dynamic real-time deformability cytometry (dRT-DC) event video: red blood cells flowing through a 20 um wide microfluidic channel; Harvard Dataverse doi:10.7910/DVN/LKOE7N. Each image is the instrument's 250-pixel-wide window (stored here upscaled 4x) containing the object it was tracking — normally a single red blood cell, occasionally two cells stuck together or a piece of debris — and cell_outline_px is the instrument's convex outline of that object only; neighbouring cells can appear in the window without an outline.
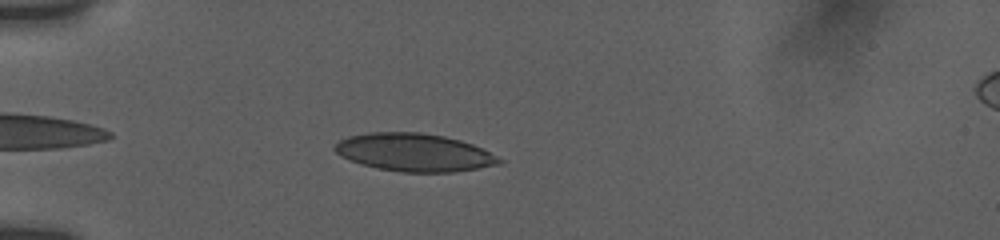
{"species": "human", "species_latin": "Homo sapiens", "temperature_condition": "room temperature", "stored_images_in_passage": 44, "camera_frame_rate_fps": 3000, "um_per_image_px": 0.085, "donor": {"sex": "female"}, "frame": {"image": 1, "passage_image": 5, "time_ms": 1.333, "image_size_px": [1000, 240], "cell_outline_px": [[504, 160], [500, 164], [452, 172], [400, 172], [360, 164], [340, 156], [332, 148], [340, 140], [348, 136], [368, 132], [420, 132], [444, 136], [460, 140], [472, 144]], "centroid_in_image_um": [35.17, 12.95], "position_along_channel_um": 49.8, "area_um2": 36.13}}
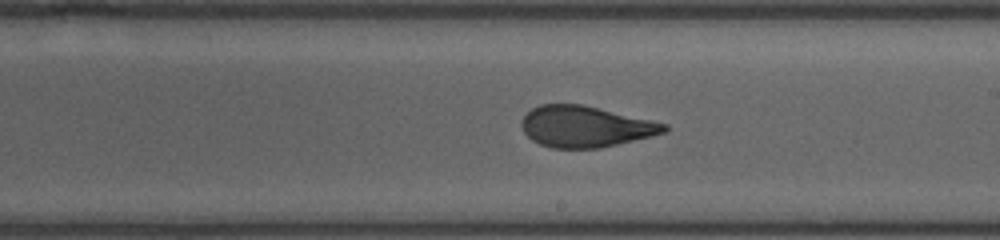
{"frame": {"image": 2, "passage_image": 22, "time_ms": 7.0, "image_size_px": [1000, 240], "cell_outline_px": [[668, 128], [664, 132], [652, 136], [600, 148], [552, 148], [540, 144], [532, 140], [524, 132], [520, 124], [524, 116], [532, 108], [540, 104], [580, 104], [668, 124]], "centroid_in_image_um": [49.73, 10.76], "position_along_channel_um": 239.3, "area_um2": 33.87}}
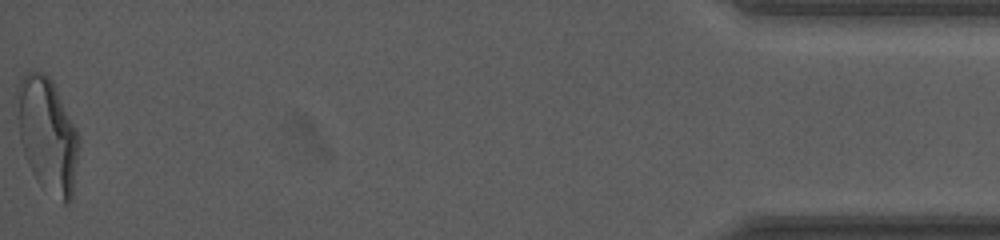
{"frame": {"image": 3, "passage_image": 44, "time_ms": 14.333, "image_size_px": [1000, 240], "cell_outline_px": [[76, 160], [72, 200], [68, 204], [64, 204], [40, 184], [36, 180], [24, 156], [20, 140], [12, 100], [20, 80], [28, 72], [44, 72], [52, 80], [76, 128]], "centroid_in_image_um": [3.94, 11.42], "position_along_channel_um": 431.3, "area_um2": 41.27}, "authors_computed_cell_mechanics": {"area_um2": 35.2291, "velocity_mm_per_s": 3.7717, "shape_relaxation_time_tau1_ms": 5.2083, "shape_relaxation_time_tau2_ms": 1.0016, "deformation_change_tau1": 0.1672, "deformation_change_tau2": 0.0695}}